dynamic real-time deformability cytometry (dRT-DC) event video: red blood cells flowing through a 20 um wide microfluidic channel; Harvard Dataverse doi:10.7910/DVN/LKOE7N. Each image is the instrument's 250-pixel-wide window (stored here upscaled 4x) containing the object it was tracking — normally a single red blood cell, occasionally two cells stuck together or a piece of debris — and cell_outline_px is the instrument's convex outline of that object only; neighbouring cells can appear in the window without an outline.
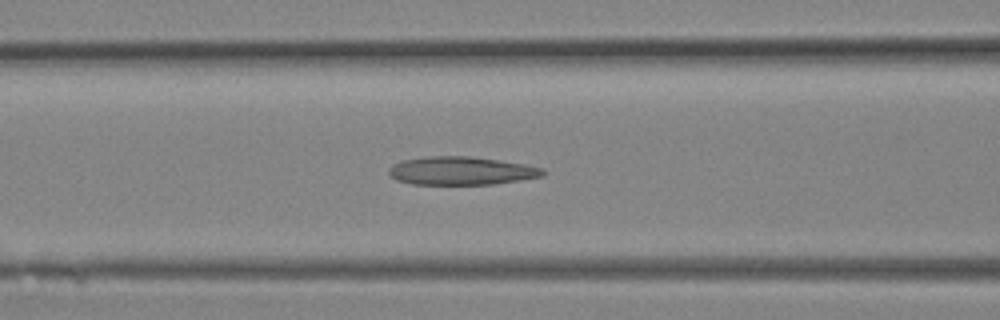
{"species": "Egyptian fruit bat (a non-hibernating species)", "species_latin": "Rousettus aegyptiacus", "temperature_condition": "room temperature", "stored_images_in_passage": 12, "camera_frame_rate_fps": 3000, "um_per_image_px": 0.085, "animal": {"sex": "female"}, "frame": {"image": 1, "passage_image": 10, "time_ms": 3.0, "image_size_px": [1000, 320], "cell_outline_px": [[544, 176], [520, 180], [492, 184], [412, 184], [396, 180], [388, 172], [388, 168], [392, 164], [404, 160], [424, 156], [472, 156], [524, 164], [544, 168]], "centroid_in_image_um": [39.19, 14.51], "position_along_channel_um": 127.4, "area_um2": 25.37}}
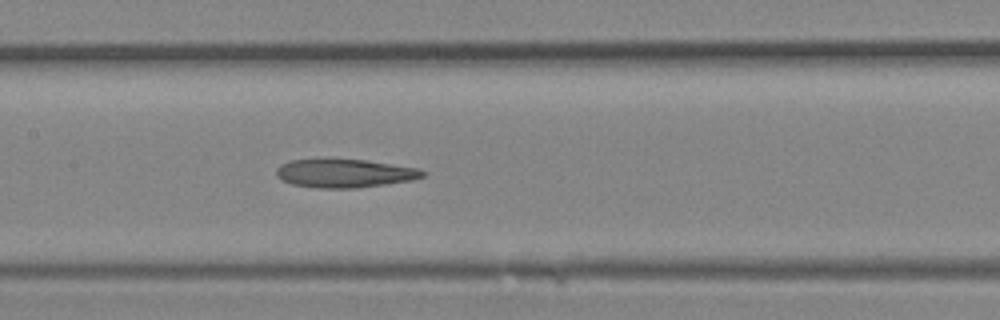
{"frame": {"image": 2, "passage_image": 12, "time_ms": 3.667, "image_size_px": [1000, 320], "cell_outline_px": [[428, 172], [424, 176], [412, 180], [356, 188], [316, 188], [292, 184], [280, 180], [276, 176], [276, 168], [280, 164], [288, 160], [364, 160], [416, 168]], "centroid_in_image_um": [29.25, 14.74], "position_along_channel_um": 178.2, "area_um2": 24.04}}